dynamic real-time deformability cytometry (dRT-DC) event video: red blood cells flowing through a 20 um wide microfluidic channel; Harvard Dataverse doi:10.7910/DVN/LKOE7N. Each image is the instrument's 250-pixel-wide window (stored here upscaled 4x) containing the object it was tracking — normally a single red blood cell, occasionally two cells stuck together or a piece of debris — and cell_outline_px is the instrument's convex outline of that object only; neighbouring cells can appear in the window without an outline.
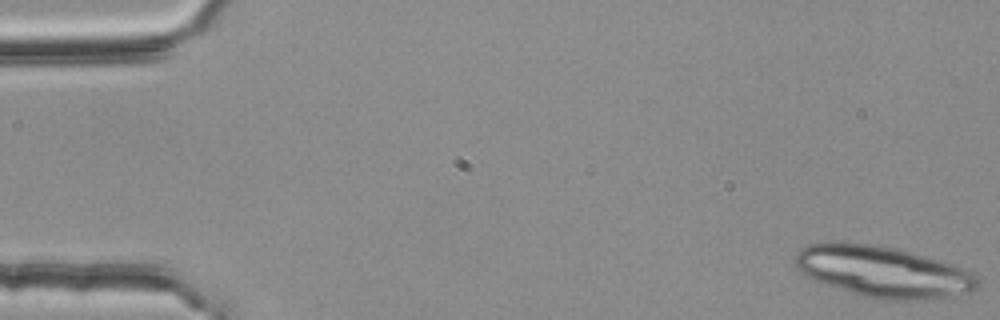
{"species": "common noctule bat (a hibernating species)", "species_latin": "Nyctalus noctula", "temperature_condition": "room temperature", "stored_images_in_passage": 20, "camera_frame_rate_fps": 3000, "um_per_image_px": 0.085, "animal": {"sex": "female", "body_mass_g": 25.1}, "frame": {"image": 1, "passage_image": 1, "time_ms": 0.0, "image_size_px": [1000, 320], "cell_outline_px": [[976, 288], [972, 292], [924, 300], [880, 300], [860, 296], [816, 280], [800, 272], [796, 268], [796, 252], [800, 248], [808, 244], [864, 244], [896, 248], [940, 260], [976, 272]], "centroid_in_image_um": [75.1, 23.12], "position_along_channel_um": 9.9, "area_um2": 53.75}}